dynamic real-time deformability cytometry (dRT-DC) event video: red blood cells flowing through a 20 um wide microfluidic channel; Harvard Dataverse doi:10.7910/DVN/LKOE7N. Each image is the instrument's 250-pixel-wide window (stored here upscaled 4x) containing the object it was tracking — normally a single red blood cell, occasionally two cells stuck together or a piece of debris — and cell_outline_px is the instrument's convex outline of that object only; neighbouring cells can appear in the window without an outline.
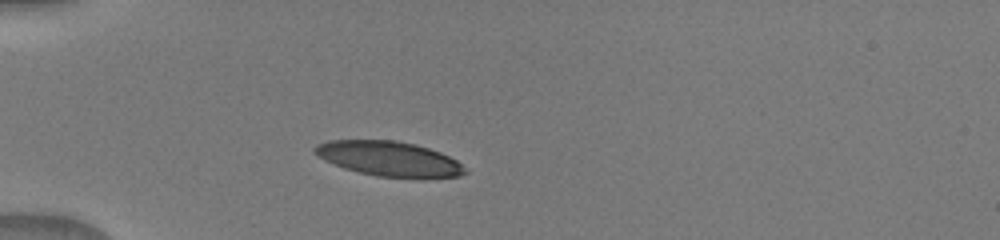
{"species": "human", "species_latin": "Homo sapiens", "temperature_condition": "warm", "stored_images_in_passage": 16, "camera_frame_rate_fps": 3000, "um_per_image_px": 0.085, "donor": {"sex": "male"}, "frame": {"image": 1, "passage_image": 1, "time_ms": 0.0, "image_size_px": [1000, 240], "cell_outline_px": [[468, 172], [460, 176], [376, 176], [344, 168], [324, 160], [312, 152], [312, 148], [316, 144], [328, 140], [396, 140], [416, 144], [440, 152], [456, 160]], "centroid_in_image_um": [32.98, 13.45], "position_along_channel_um": 52.0, "area_um2": 29.94}}
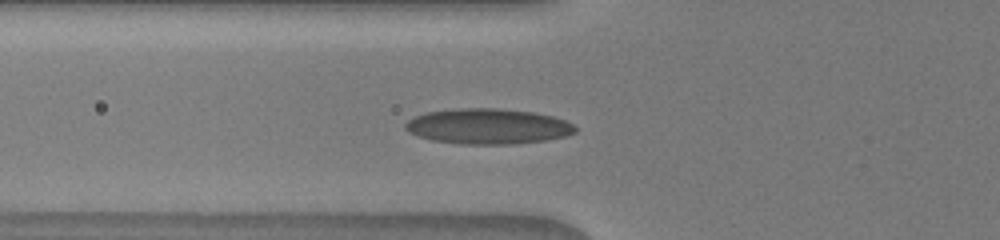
{"frame": {"image": 2, "passage_image": 5, "time_ms": 1.333, "image_size_px": [1000, 240], "cell_outline_px": [[576, 132], [564, 136], [544, 140], [512, 144], [460, 144], [432, 140], [408, 132], [404, 128], [404, 124], [408, 120], [424, 112], [460, 108], [496, 108], [532, 112], [552, 116], [564, 120], [572, 124], [576, 128]], "centroid_in_image_um": [41.43, 10.73], "position_along_channel_um": 84.4, "area_um2": 34.91}}
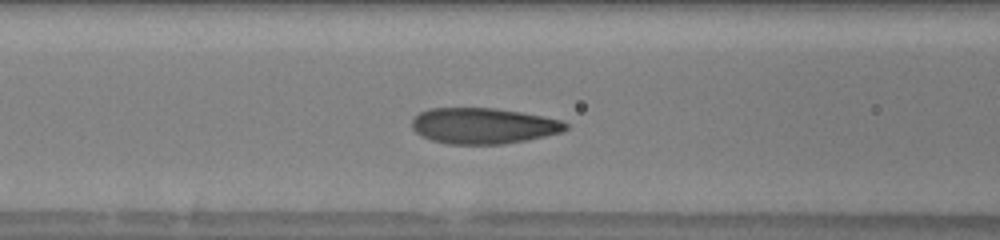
{"frame": {"image": 3, "passage_image": 8, "time_ms": 2.333, "image_size_px": [1000, 240], "cell_outline_px": [[568, 128], [560, 132], [544, 136], [524, 140], [500, 144], [448, 144], [432, 140], [420, 136], [412, 128], [412, 120], [420, 112], [428, 108], [496, 108], [520, 112], [560, 120], [568, 124]], "centroid_in_image_um": [41.03, 10.69], "position_along_channel_um": 125.6, "area_um2": 31.91}}